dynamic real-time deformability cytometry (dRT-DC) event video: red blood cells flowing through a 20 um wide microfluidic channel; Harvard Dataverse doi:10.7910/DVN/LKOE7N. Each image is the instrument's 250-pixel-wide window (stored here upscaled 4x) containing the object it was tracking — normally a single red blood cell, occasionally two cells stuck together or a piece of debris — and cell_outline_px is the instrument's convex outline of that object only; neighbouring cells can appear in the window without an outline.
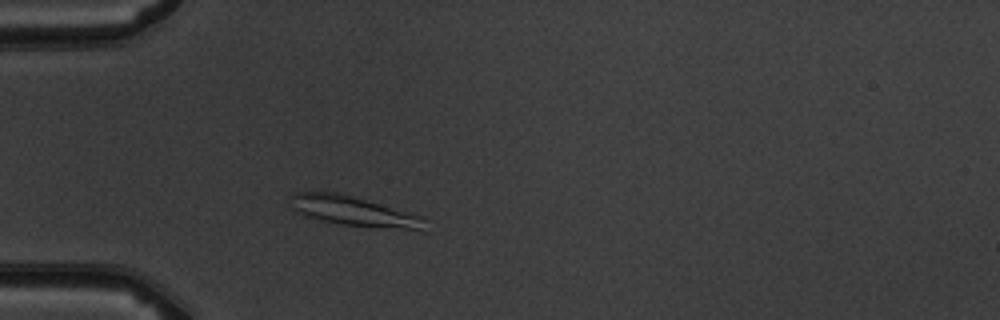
{"species": "common noctule bat (a hibernating species)", "species_latin": "Nyctalus noctula", "temperature_condition": "warm", "stored_images_in_passage": 3, "camera_frame_rate_fps": 3000, "um_per_image_px": 0.085, "animal": {"sex": "male", "body_mass_g": 19.5, "forearm_length_mm": 54.6}, "frame": {"image": 1, "passage_image": 3, "time_ms": 2.0, "image_size_px": [1000, 320], "cell_outline_px": [[424, 232], [420, 232], [340, 224], [320, 220], [304, 216], [296, 212], [292, 208], [288, 196], [296, 192], [336, 192], [424, 216]], "centroid_in_image_um": [30.09, 17.98], "position_along_channel_um": 54.9, "area_um2": 23.64}}